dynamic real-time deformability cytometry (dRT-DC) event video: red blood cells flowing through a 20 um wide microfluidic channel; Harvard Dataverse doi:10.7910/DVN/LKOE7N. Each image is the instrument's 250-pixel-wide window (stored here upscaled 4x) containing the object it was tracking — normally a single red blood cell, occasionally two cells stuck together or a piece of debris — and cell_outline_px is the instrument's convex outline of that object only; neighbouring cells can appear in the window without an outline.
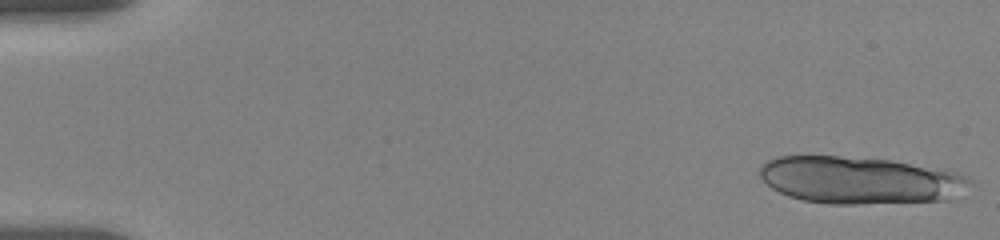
{"species": "human", "species_latin": "Homo sapiens", "temperature_condition": "room temperature", "stored_images_in_passage": 19, "camera_frame_rate_fps": 3000, "um_per_image_px": 0.085, "donor": {"sex": "female"}, "frame": {"image": 1, "passage_image": 1, "time_ms": 0.0, "image_size_px": [1000, 240], "cell_outline_px": [[968, 180], [960, 200], [860, 204], [828, 204], [804, 200], [788, 196], [772, 188], [760, 176], [760, 164], [776, 156], [836, 156], [892, 160], [956, 172], [964, 176]], "centroid_in_image_um": [73.1, 15.33], "position_along_channel_um": 11.9, "area_um2": 57.97}}